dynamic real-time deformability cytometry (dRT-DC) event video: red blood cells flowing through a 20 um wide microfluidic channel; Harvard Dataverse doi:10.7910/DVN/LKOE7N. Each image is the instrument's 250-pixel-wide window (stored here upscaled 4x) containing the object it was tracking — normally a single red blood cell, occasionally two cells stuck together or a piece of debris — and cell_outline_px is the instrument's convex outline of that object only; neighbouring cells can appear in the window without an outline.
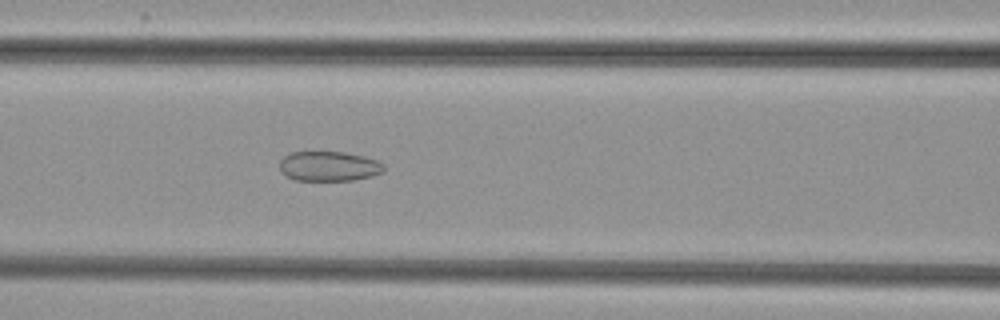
{"species": "common noctule bat (a hibernating species)", "species_latin": "Nyctalus noctula", "temperature_condition": "cold", "stored_images_in_passage": 52, "camera_frame_rate_fps": 3000, "um_per_image_px": 0.085, "animal": {"sex": "female", "body_mass_g": 29.2, "forearm_length_mm": 56.3}, "frame": {"image": 1, "passage_image": 22, "time_ms": 7.0, "image_size_px": [1000, 320], "cell_outline_px": [[384, 172], [372, 176], [352, 180], [296, 180], [280, 172], [280, 160], [284, 156], [292, 152], [344, 152], [364, 156], [376, 160], [384, 164]], "centroid_in_image_um": [27.97, 14.13], "position_along_channel_um": 138.6, "area_um2": 18.09}}
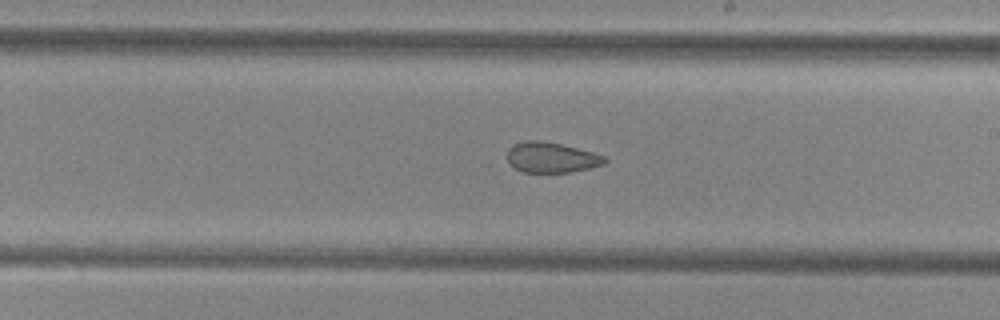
{"frame": {"image": 2, "passage_image": 30, "time_ms": 9.667, "image_size_px": [1000, 320], "cell_outline_px": [[608, 160], [604, 164], [572, 172], [524, 172], [516, 168], [508, 160], [508, 148], [512, 144], [524, 140], [540, 140], [560, 144], [592, 152], [604, 156]], "centroid_in_image_um": [46.86, 13.37], "position_along_channel_um": 242.1, "area_um2": 17.11}}
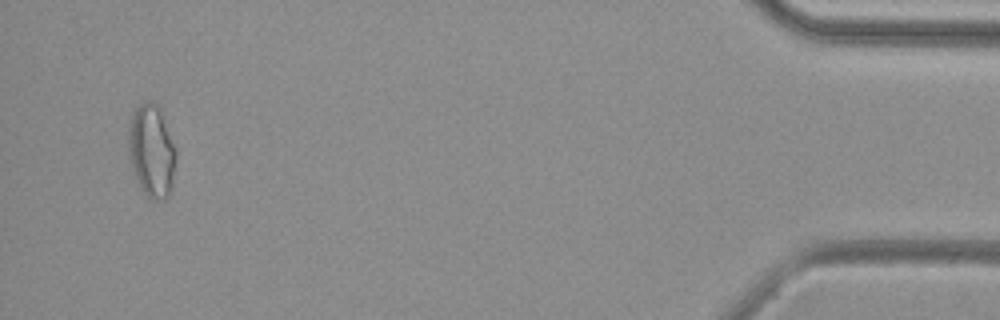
{"frame": {"image": 3, "passage_image": 50, "time_ms": 16.333, "image_size_px": [1000, 320], "cell_outline_px": [[176, 160], [172, 184], [168, 196], [164, 200], [152, 200], [140, 188], [136, 180], [128, 156], [128, 136], [132, 112], [144, 100], [148, 100], [156, 104], [160, 108], [176, 148]], "centroid_in_image_um": [12.88, 12.83], "position_along_channel_um": 422.3, "area_um2": 25.95}}